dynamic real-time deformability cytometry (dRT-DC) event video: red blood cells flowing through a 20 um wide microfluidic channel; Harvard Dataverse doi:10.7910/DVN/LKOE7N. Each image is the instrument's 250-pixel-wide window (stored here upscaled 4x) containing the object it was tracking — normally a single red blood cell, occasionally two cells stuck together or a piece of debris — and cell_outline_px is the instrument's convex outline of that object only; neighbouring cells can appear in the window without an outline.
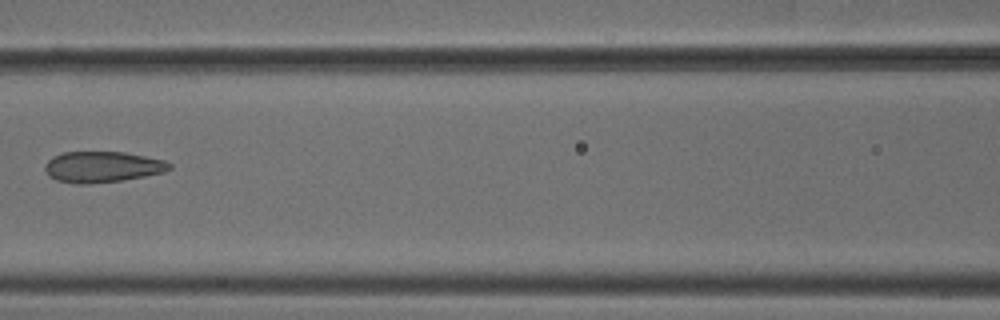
{"species": "common noctule bat (a hibernating species)", "species_latin": "Nyctalus noctula", "temperature_condition": "cold", "stored_images_in_passage": 7, "camera_frame_rate_fps": 3000, "um_per_image_px": 0.085, "animal": {"sex": "male", "body_mass_g": 18.8}, "frame": {"image": 1, "passage_image": 6, "time_ms": 1.667, "image_size_px": [1000, 320], "cell_outline_px": [[172, 168], [164, 172], [144, 176], [120, 180], [88, 184], [76, 184], [56, 180], [48, 176], [44, 168], [44, 164], [52, 156], [64, 152], [124, 152], [164, 160], [172, 164]], "centroid_in_image_um": [8.67, 14.18], "position_along_channel_um": 157.9, "area_um2": 22.48}}
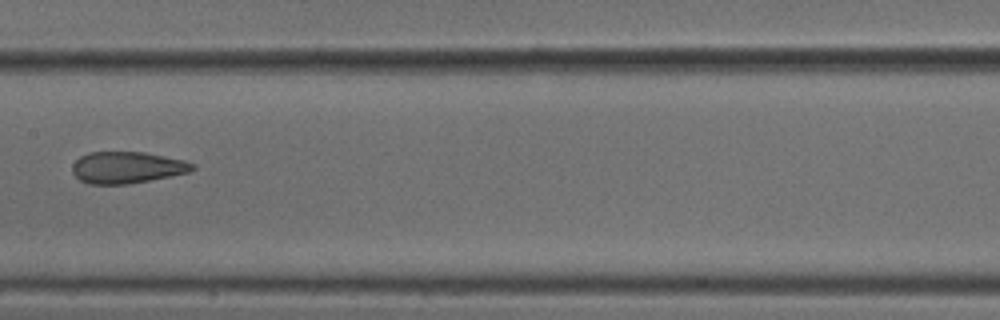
{"frame": {"image": 2, "passage_image": 7, "time_ms": 2.0, "image_size_px": [1000, 320], "cell_outline_px": [[196, 168], [188, 172], [128, 184], [88, 184], [80, 180], [72, 172], [72, 164], [80, 156], [88, 152], [144, 152], [184, 160], [196, 164]], "centroid_in_image_um": [10.77, 14.23], "position_along_channel_um": 196.6, "area_um2": 22.08}}